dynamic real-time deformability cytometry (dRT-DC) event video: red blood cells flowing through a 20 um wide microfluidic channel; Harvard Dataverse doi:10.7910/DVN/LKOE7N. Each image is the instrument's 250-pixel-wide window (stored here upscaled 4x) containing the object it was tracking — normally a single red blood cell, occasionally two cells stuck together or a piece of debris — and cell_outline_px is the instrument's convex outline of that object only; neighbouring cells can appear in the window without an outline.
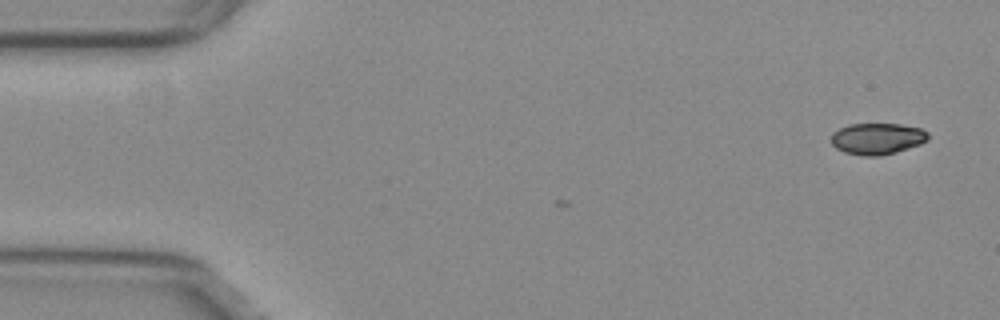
{"species": "common noctule bat (a hibernating species)", "species_latin": "Nyctalus noctula", "temperature_condition": "warm", "stored_images_in_passage": 2, "camera_frame_rate_fps": 3000, "um_per_image_px": 0.085, "animal": {"sex": "female", "body_mass_g": 29.2, "forearm_length_mm": 56.3}, "frame": {"image": 1, "passage_image": 2, "time_ms": 0.333, "image_size_px": [1000, 320], "cell_outline_px": [[928, 140], [920, 144], [896, 152], [880, 156], [864, 156], [844, 152], [836, 148], [832, 144], [832, 132], [848, 124], [900, 124], [920, 128], [928, 132]], "centroid_in_image_um": [74.56, 11.79], "position_along_channel_um": 10.4, "area_um2": 17.74}}